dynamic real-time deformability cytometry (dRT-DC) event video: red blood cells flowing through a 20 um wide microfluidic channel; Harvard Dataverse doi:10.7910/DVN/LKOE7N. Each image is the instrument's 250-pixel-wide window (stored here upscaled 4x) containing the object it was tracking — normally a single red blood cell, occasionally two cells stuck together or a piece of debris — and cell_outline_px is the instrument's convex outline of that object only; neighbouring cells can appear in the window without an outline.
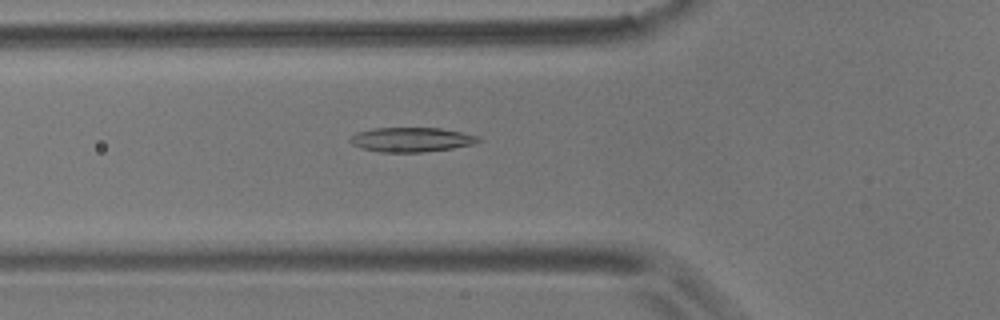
{"species": "common noctule bat (a hibernating species)", "species_latin": "Nyctalus noctula", "temperature_condition": "room temperature", "stored_images_in_passage": 41, "camera_frame_rate_fps": 3000, "um_per_image_px": 0.085, "animal": {"sex": "male", "body_mass_g": 17.9}, "frame": {"image": 1, "passage_image": 4, "time_ms": 1.0, "image_size_px": [1000, 320], "cell_outline_px": [[484, 140], [476, 144], [452, 148], [420, 152], [380, 152], [360, 148], [352, 144], [348, 140], [356, 132], [372, 128], [440, 128], [480, 136]], "centroid_in_image_um": [34.99, 11.87], "position_along_channel_um": 90.8, "area_um2": 18.44}}
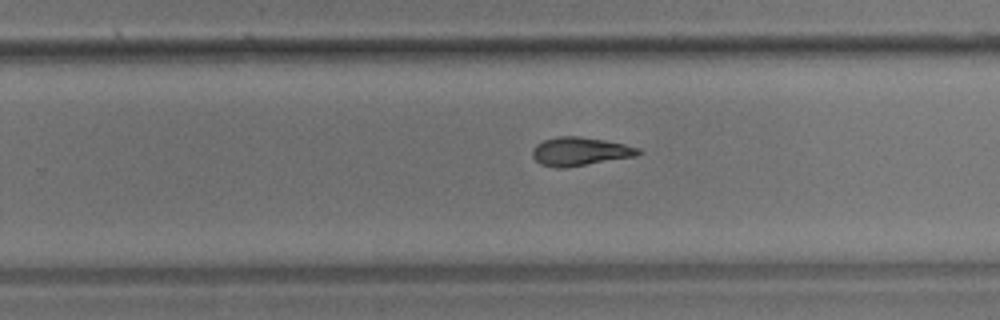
{"frame": {"image": 2, "passage_image": 20, "time_ms": 6.333, "image_size_px": [1000, 320], "cell_outline_px": [[644, 152], [636, 156], [564, 168], [556, 168], [540, 164], [532, 156], [532, 148], [536, 144], [544, 140], [556, 136], [580, 136], [604, 140], [624, 144], [640, 148]], "centroid_in_image_um": [49.29, 12.87], "position_along_channel_um": 280.5, "area_um2": 17.69}}
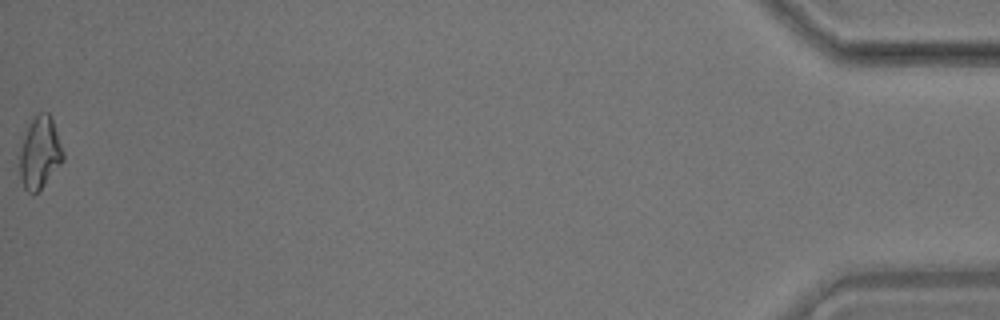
{"frame": {"image": 3, "passage_image": 41, "time_ms": 13.333, "image_size_px": [1000, 320], "cell_outline_px": [[64, 160], [44, 184], [32, 196], [24, 188], [20, 176], [16, 156], [28, 124], [40, 112], [48, 112], [52, 120], [64, 152]], "centroid_in_image_um": [3.33, 13.0], "position_along_channel_um": 431.9, "area_um2": 18.5}, "authors_computed_cell_mechanics": {"area_um2": 17.5134, "velocity_mm_per_s": 3.5491, "shape_relaxation_time_tau1_ms": 6.9153, "shape_relaxation_time_tau2_ms": 5.6512, "deformation_change_tau1": 0.1815, "deformation_change_tau2": 0.1063}}